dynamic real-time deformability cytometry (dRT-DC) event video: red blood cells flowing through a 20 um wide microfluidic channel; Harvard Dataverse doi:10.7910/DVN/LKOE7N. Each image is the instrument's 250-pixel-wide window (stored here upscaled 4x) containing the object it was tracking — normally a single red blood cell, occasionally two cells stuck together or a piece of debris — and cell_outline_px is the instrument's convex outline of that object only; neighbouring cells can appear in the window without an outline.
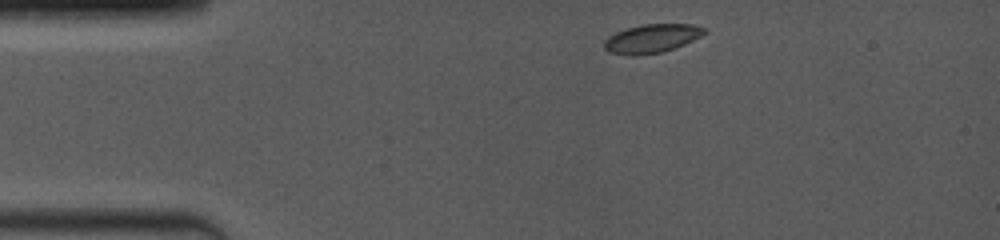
{"species": "common noctule bat (a hibernating species)", "species_latin": "Nyctalus noctula", "temperature_condition": "room temperature", "stored_images_in_passage": 59, "camera_frame_rate_fps": 4000, "um_per_image_px": 0.085, "animal": {"sex": "female", "body_mass_g": 19.0, "forearm_length_mm": 53.3}, "frame": {"image": 1, "passage_image": 1, "time_ms": 0.0, "image_size_px": [1000, 240], "cell_outline_px": [[708, 32], [684, 44], [660, 52], [636, 56], [628, 56], [608, 52], [604, 48], [604, 40], [608, 36], [616, 32], [640, 24], [692, 24], [708, 28]], "centroid_in_image_um": [55.38, 3.27], "position_along_channel_um": 29.6, "area_um2": 16.82}}
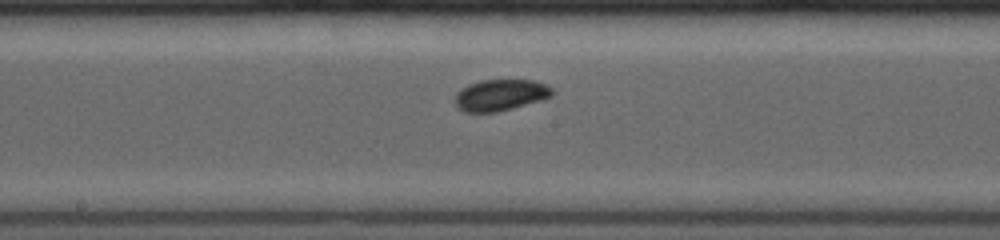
{"frame": {"image": 2, "passage_image": 26, "time_ms": 5.75, "image_size_px": [1000, 240], "cell_outline_px": [[556, 92], [552, 96], [544, 100], [496, 112], [464, 112], [456, 108], [456, 92], [460, 88], [468, 84], [480, 80], [532, 80], [544, 84], [552, 88]], "centroid_in_image_um": [42.54, 8.08], "position_along_channel_um": 205.7, "area_um2": 17.98}}
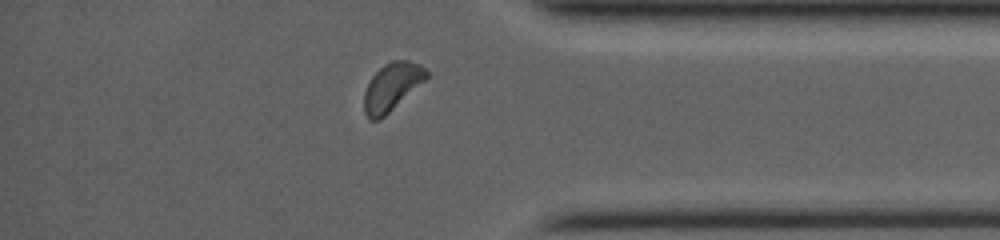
{"frame": {"image": 3, "passage_image": 50, "time_ms": 10.75, "image_size_px": [1000, 240], "cell_outline_px": [[428, 76], [424, 80], [380, 120], [368, 120], [364, 112], [364, 92], [372, 76], [384, 64], [392, 60], [408, 60], [420, 64], [428, 72]], "centroid_in_image_um": [33.28, 7.38], "position_along_channel_um": 401.9, "area_um2": 17.05}, "authors_computed_cell_mechanics": {"area_um2": 17.3978, "velocity_mm_per_s": 4.0183, "shape_relaxation_time_tau1_ms": 2.2515, "shape_relaxation_time_tau2_ms": 4.8389, "deformation_change_tau1": 0.0581, "deformation_change_tau2": 0.0517}}